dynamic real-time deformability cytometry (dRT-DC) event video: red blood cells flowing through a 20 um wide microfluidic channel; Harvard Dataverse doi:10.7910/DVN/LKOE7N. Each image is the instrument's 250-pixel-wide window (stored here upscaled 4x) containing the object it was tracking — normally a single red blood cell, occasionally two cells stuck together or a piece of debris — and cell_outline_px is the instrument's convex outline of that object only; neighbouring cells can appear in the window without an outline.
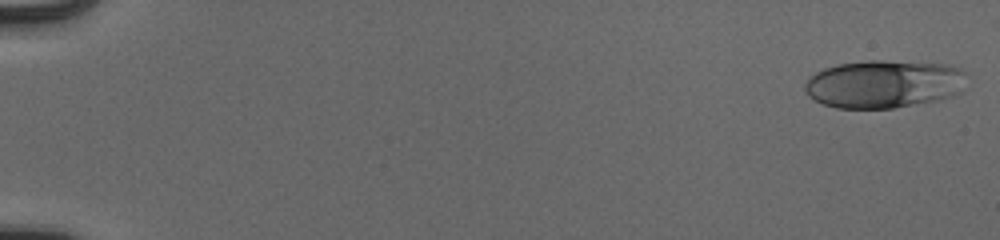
{"species": "human", "species_latin": "Homo sapiens", "temperature_condition": "cold", "stored_images_in_passage": 53, "camera_frame_rate_fps": 3000, "um_per_image_px": 0.085, "donor": {"sex": "male"}, "frame": {"image": 1, "passage_image": 1, "time_ms": 0.0, "image_size_px": [1000, 240], "cell_outline_px": [[968, 88], [964, 92], [952, 96], [936, 100], [892, 108], [836, 108], [824, 104], [808, 96], [804, 88], [804, 84], [808, 76], [824, 68], [836, 64], [868, 60], [880, 60], [944, 64], [960, 68], [964, 72]], "centroid_in_image_um": [75.15, 7.13], "position_along_channel_um": 9.8, "area_um2": 45.72}}
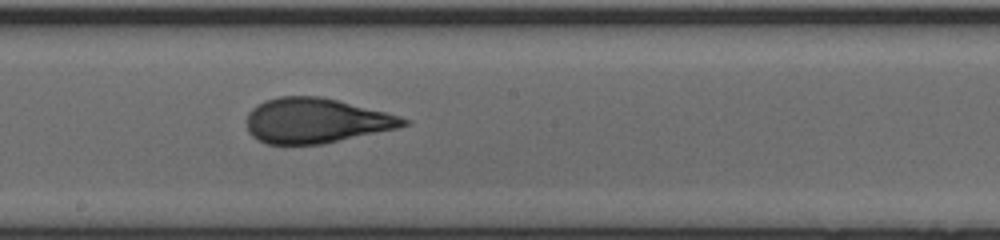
{"frame": {"image": 2, "passage_image": 31, "time_ms": 10.0, "image_size_px": [1000, 240], "cell_outline_px": [[412, 124], [396, 128], [324, 144], [268, 144], [252, 136], [248, 132], [248, 112], [256, 104], [264, 100], [276, 96], [320, 96], [400, 116], [408, 120]], "centroid_in_image_um": [26.83, 10.25], "position_along_channel_um": 221.4, "area_um2": 40.86}}
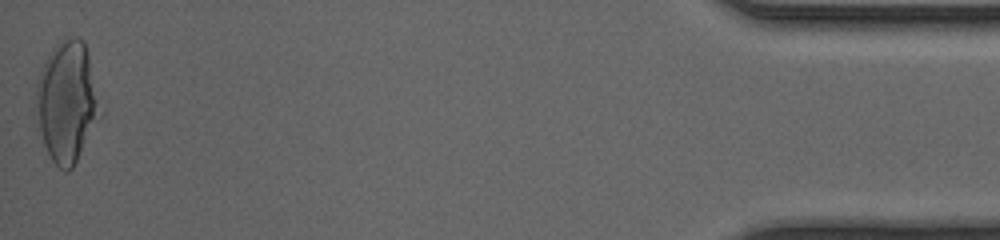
{"frame": {"image": 3, "passage_image": 53, "time_ms": 17.333, "image_size_px": [1000, 240], "cell_outline_px": [[104, 112], [72, 168], [68, 172], [64, 172], [52, 160], [36, 128], [36, 80], [44, 60], [52, 48], [64, 36], [76, 36], [84, 40]], "centroid_in_image_um": [5.7, 8.63], "position_along_channel_um": 429.5, "area_um2": 46.18}, "authors_computed_cell_mechanics": {"area_um2": 41.327, "velocity_mm_per_s": 3.9435, "shape_relaxation_time_tau1_ms": 5.4456, "shape_relaxation_time_tau2_ms": 0.9361, "deformation_change_tau1": 0.2211, "deformation_change_tau2": 0.0888}}